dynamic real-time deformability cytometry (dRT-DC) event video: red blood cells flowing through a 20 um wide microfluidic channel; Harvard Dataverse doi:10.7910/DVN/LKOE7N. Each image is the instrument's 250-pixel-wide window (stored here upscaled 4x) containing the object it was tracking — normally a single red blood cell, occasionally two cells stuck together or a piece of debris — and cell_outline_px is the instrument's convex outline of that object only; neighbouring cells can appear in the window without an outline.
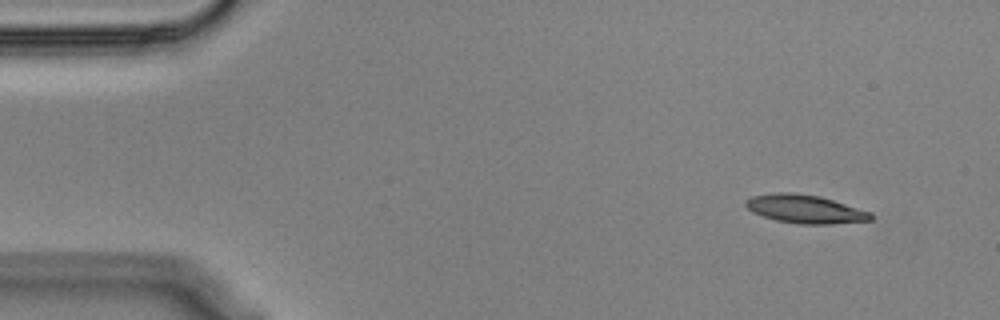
{"species": "Egyptian fruit bat (a non-hibernating species)", "species_latin": "Rousettus aegyptiacus", "temperature_condition": "cold", "stored_images_in_passage": 52, "segment_of_instrument_passage": [1, 2], "camera_frame_rate_fps": 3000, "um_per_image_px": 0.085, "animal": {"sex": "male"}, "frame": {"image": 1, "passage_image": 1, "time_ms": 0.0, "image_size_px": [1000, 320], "cell_outline_px": [[872, 220], [832, 224], [796, 224], [776, 220], [752, 212], [744, 204], [744, 200], [752, 196], [780, 192], [792, 192], [820, 196], [872, 212]], "centroid_in_image_um": [68.43, 17.77], "position_along_channel_um": 16.6, "area_um2": 20.75}}
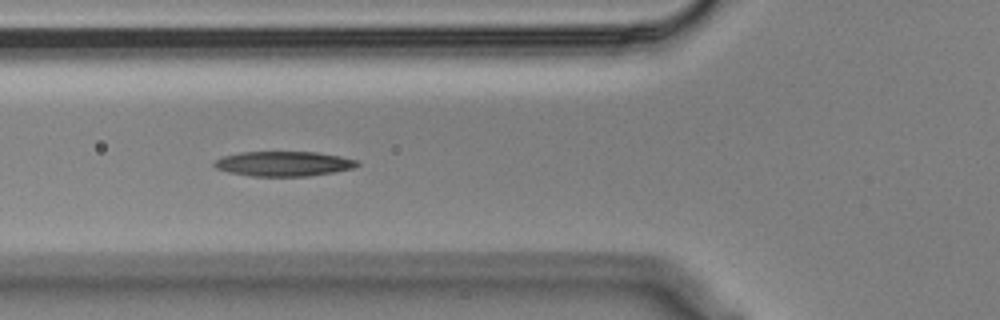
{"frame": {"image": 2, "passage_image": 16, "time_ms": 5.0, "image_size_px": [1000, 320], "cell_outline_px": [[360, 164], [352, 168], [332, 172], [308, 176], [252, 176], [228, 172], [216, 168], [212, 164], [216, 160], [224, 156], [240, 152], [316, 152], [340, 156], [356, 160]], "centroid_in_image_um": [24.08, 13.91], "position_along_channel_um": 101.7, "area_um2": 20.52}}
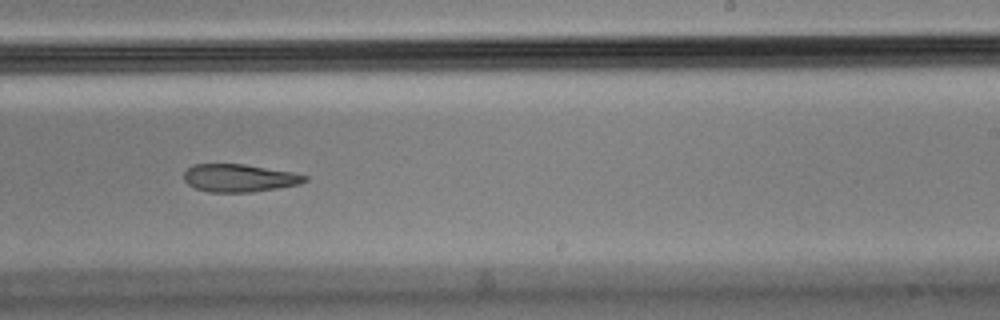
{"frame": {"image": 3, "passage_image": 30, "time_ms": 9.667, "image_size_px": [1000, 320], "cell_outline_px": [[308, 180], [300, 184], [252, 192], [208, 192], [196, 188], [188, 184], [184, 180], [184, 172], [192, 164], [244, 164], [292, 172], [308, 176]], "centroid_in_image_um": [20.33, 15.13], "position_along_channel_um": 268.7, "area_um2": 19.54}}